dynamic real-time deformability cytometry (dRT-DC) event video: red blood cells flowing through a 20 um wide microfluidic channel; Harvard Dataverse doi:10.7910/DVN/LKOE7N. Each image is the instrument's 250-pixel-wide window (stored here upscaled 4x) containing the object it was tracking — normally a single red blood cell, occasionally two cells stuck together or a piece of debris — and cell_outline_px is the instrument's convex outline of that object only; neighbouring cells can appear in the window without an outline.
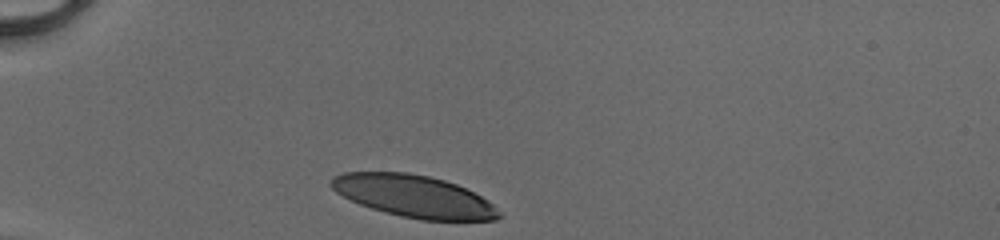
{"species": "human", "species_latin": "Homo sapiens", "temperature_condition": "cold", "stored_images_in_passage": 29, "camera_frame_rate_fps": 3000, "um_per_image_px": 0.085, "donor": {"sex": "male"}, "frame": {"image": 1, "passage_image": 1, "time_ms": 0.0, "image_size_px": [1000, 240], "cell_outline_px": [[500, 216], [496, 220], [420, 220], [400, 216], [372, 208], [360, 204], [336, 192], [328, 184], [332, 176], [344, 172], [408, 172], [428, 176], [444, 180], [456, 184], [488, 200], [500, 212]], "centroid_in_image_um": [35.15, 16.67], "position_along_channel_um": 49.8, "area_um2": 40.98}}
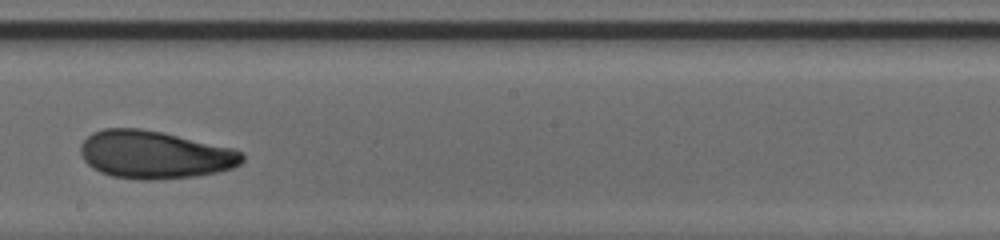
{"frame": {"image": 2, "passage_image": 17, "time_ms": 5.333, "image_size_px": [1000, 240], "cell_outline_px": [[244, 160], [240, 164], [232, 168], [216, 172], [196, 176], [156, 180], [140, 180], [112, 176], [100, 172], [92, 168], [84, 160], [80, 152], [80, 144], [92, 132], [104, 128], [140, 128], [164, 132], [236, 148], [244, 156]], "centroid_in_image_um": [13.15, 13.14], "position_along_channel_um": 235.0, "area_um2": 45.55}}
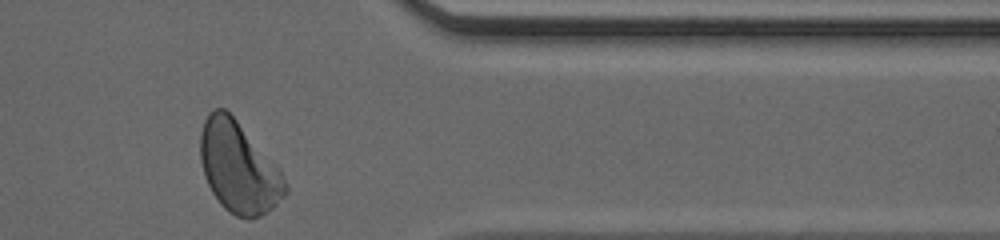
{"frame": {"image": 3, "passage_image": 29, "time_ms": 9.333, "image_size_px": [1000, 240], "cell_outline_px": [[288, 192], [272, 208], [260, 216], [248, 220], [236, 216], [224, 208], [220, 204], [212, 192], [204, 176], [200, 160], [200, 132], [204, 120], [208, 112], [216, 108], [224, 108], [236, 120], [280, 172], [288, 188]], "centroid_in_image_um": [20.23, 14.26], "position_along_channel_um": 391.2, "area_um2": 44.27}, "authors_computed_cell_mechanics": {"area_um2": 44.5638, "velocity_mm_per_s": 4.1282, "shape_relaxation_time_tau1_ms": 4.296, "shape_relaxation_time_tau2_ms": 2.042, "deformation_change_tau1": 0.1704, "deformation_change_tau2": 0.0808}}